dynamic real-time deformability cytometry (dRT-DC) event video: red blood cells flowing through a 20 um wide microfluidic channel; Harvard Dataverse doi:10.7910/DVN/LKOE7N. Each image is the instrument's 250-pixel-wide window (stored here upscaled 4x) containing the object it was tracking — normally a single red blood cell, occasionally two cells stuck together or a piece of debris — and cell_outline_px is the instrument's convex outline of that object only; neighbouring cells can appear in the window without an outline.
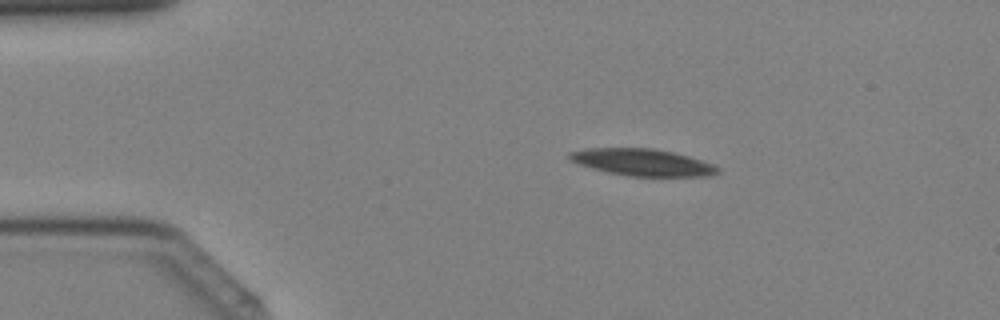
{"species": "Egyptian fruit bat (a non-hibernating species)", "species_latin": "Rousettus aegyptiacus", "temperature_condition": "cold", "stored_images_in_passage": 37, "camera_frame_rate_fps": 3000, "um_per_image_px": 0.085, "animal": {"sex": "female"}, "frame": {"image": 1, "passage_image": 3, "time_ms": 0.667, "image_size_px": [1000, 320], "cell_outline_px": [[720, 172], [708, 176], [628, 176], [608, 172], [580, 164], [572, 160], [568, 156], [568, 152], [588, 148], [652, 148], [672, 152], [688, 156], [716, 164], [720, 168]], "centroid_in_image_um": [54.66, 13.79], "position_along_channel_um": 30.3, "area_um2": 23.12}}
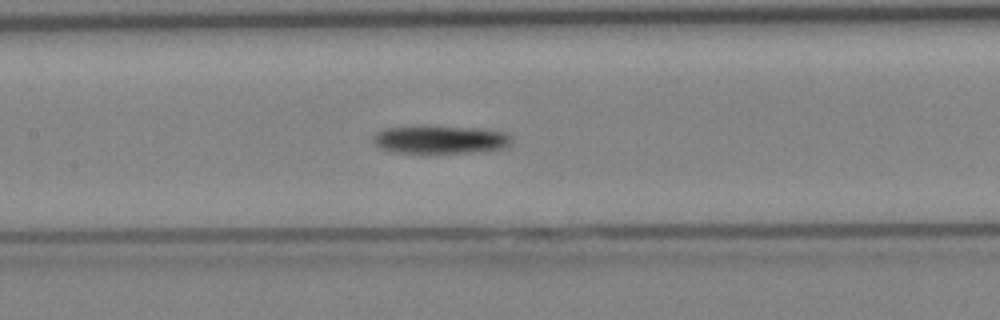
{"frame": {"image": 2, "passage_image": 15, "time_ms": 4.667, "image_size_px": [1000, 320], "cell_outline_px": [[512, 140], [504, 148], [472, 152], [396, 152], [380, 148], [372, 140], [372, 136], [376, 132], [384, 128], [420, 124], [488, 128], [508, 132], [512, 136]], "centroid_in_image_um": [37.43, 11.8], "position_along_channel_um": 170.0, "area_um2": 23.41}}
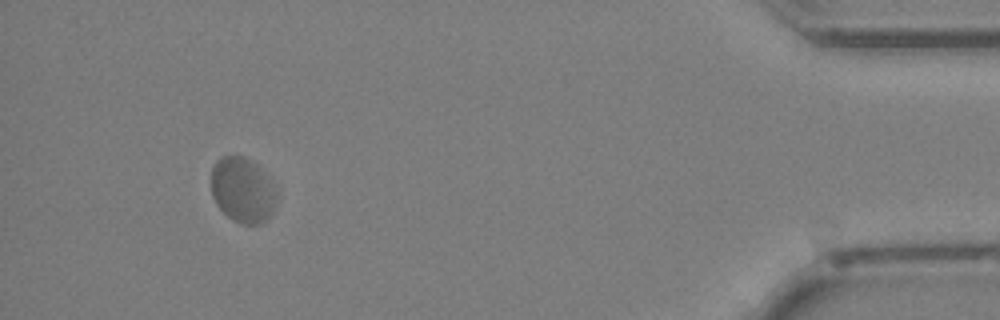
{"frame": {"image": 3, "passage_image": 34, "time_ms": 11.0, "image_size_px": [1000, 320], "cell_outline_px": [[276, 204], [272, 212], [260, 224], [240, 224], [232, 220], [216, 204], [212, 196], [212, 168], [216, 160], [220, 156], [244, 156], [256, 164], [272, 188], [276, 196]], "centroid_in_image_um": [20.57, 16.17], "position_along_channel_um": 414.6, "area_um2": 24.28}}